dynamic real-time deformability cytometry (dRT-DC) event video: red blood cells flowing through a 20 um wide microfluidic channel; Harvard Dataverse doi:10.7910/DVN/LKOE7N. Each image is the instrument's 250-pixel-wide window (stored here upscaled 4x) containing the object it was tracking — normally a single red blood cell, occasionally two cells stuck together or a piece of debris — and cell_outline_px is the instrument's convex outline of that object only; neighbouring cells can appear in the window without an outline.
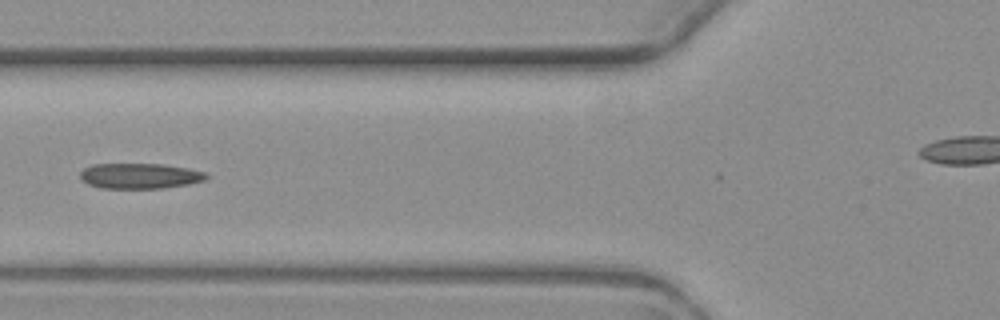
{"species": "common noctule bat (a hibernating species)", "species_latin": "Nyctalus noctula", "temperature_condition": "warm", "stored_images_in_passage": 6, "camera_frame_rate_fps": 3000, "um_per_image_px": 0.085, "animal": {"sex": "female", "body_mass_g": 19.3, "forearm_length_mm": 54.1}, "frame": {"image": 1, "passage_image": 5, "time_ms": 4.667, "image_size_px": [1000, 320], "cell_outline_px": [[208, 176], [204, 180], [188, 184], [164, 188], [100, 188], [88, 184], [80, 176], [80, 172], [84, 168], [92, 164], [164, 164], [188, 168], [204, 172]], "centroid_in_image_um": [11.88, 14.95], "position_along_channel_um": 113.9, "area_um2": 18.61}}